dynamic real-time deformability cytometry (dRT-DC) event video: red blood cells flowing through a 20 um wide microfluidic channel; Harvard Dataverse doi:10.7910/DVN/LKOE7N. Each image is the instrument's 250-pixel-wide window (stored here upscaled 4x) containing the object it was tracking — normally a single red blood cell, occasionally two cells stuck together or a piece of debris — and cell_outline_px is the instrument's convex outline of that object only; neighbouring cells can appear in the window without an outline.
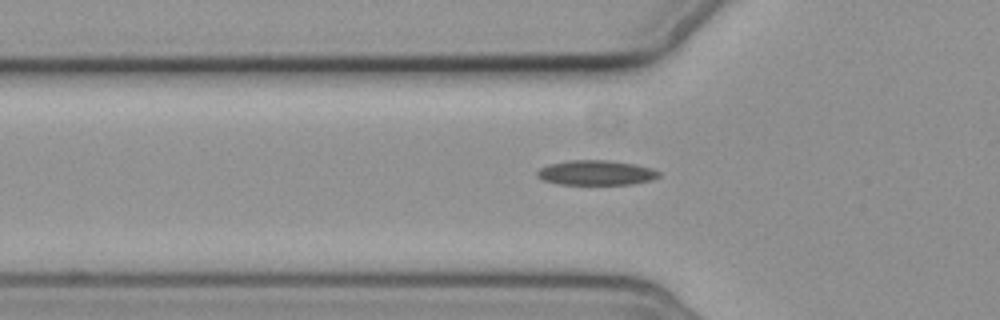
{"species": "common noctule bat (a hibernating species)", "species_latin": "Nyctalus noctula", "temperature_condition": "cold", "stored_images_in_passage": 7, "segment_of_instrument_passage": [2, 2], "camera_frame_rate_fps": 3000, "um_per_image_px": 0.085, "animal": {"sex": "female", "body_mass_g": 19.3, "forearm_length_mm": 54.1}, "frame": {"image": 1, "passage_image": 7, "time_ms": 7.0, "image_size_px": [1000, 320], "cell_outline_px": [[660, 176], [652, 180], [632, 184], [560, 184], [544, 180], [536, 176], [536, 172], [540, 168], [548, 164], [568, 160], [608, 160], [632, 164], [652, 168], [660, 172]], "centroid_in_image_um": [50.66, 14.68], "position_along_channel_um": 75.1, "area_um2": 17.57}}